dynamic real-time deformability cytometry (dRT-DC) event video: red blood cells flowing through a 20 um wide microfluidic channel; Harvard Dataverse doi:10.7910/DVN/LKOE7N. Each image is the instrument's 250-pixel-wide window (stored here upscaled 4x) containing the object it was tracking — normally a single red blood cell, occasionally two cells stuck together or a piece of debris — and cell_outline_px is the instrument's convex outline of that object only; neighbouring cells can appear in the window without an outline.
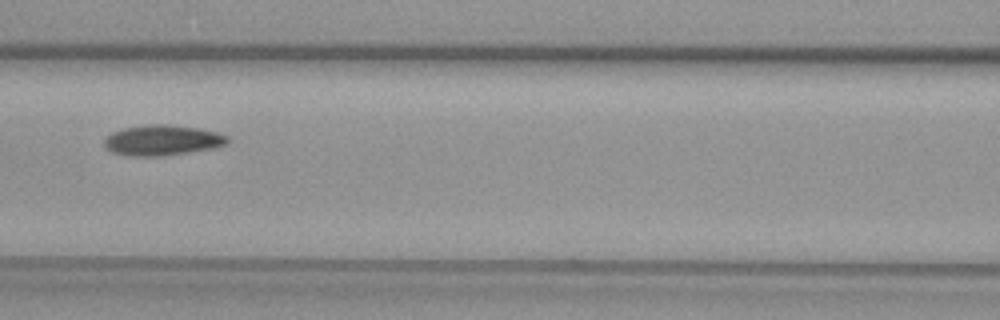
{"species": "common noctule bat (a hibernating species)", "species_latin": "Nyctalus noctula", "temperature_condition": "warm", "stored_images_in_passage": 13, "camera_frame_rate_fps": 3000, "um_per_image_px": 0.085, "animal": {"sex": "female", "body_mass_g": 29.2, "forearm_length_mm": 56.3}, "frame": {"image": 1, "passage_image": 8, "time_ms": 2.333, "image_size_px": [1000, 320], "cell_outline_px": [[228, 144], [216, 148], [160, 156], [128, 156], [112, 152], [104, 144], [104, 140], [112, 132], [124, 128], [144, 124], [168, 124], [200, 128], [216, 132], [228, 136]], "centroid_in_image_um": [13.82, 11.91], "position_along_channel_um": 152.8, "area_um2": 21.96}}